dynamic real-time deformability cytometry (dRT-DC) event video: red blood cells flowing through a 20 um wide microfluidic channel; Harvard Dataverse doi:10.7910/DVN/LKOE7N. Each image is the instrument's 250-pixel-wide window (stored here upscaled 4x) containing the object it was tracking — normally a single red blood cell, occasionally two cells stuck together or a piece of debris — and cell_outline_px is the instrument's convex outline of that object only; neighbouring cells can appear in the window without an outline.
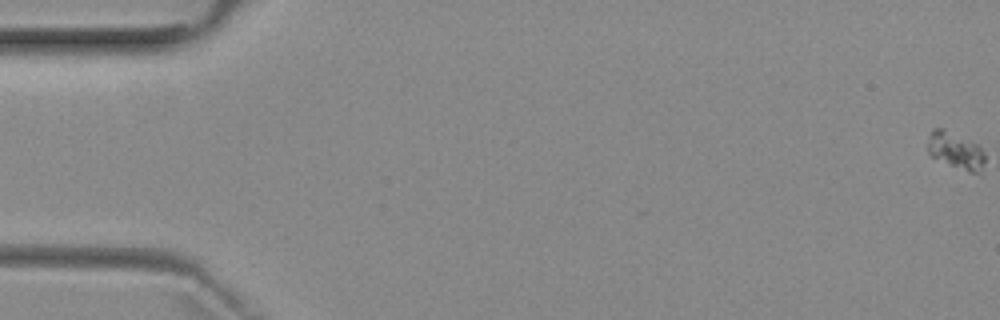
{"species": "common noctule bat (a hibernating species)", "species_latin": "Nyctalus noctula", "temperature_condition": "room temperature", "stored_images_in_passage": 6, "camera_frame_rate_fps": 3000, "um_per_image_px": 0.085, "animal": {"sex": "female", "body_mass_g": 29.2, "forearm_length_mm": 56.3}, "frame": {"image": 1, "passage_image": 1, "time_ms": 0.0, "image_size_px": [1000, 320], "cell_outline_px": [[984, 164], [976, 172], [968, 172], [932, 156], [928, 152], [928, 140], [932, 128], [944, 128], [984, 148]], "centroid_in_image_um": [81.22, 12.76], "position_along_channel_um": 3.8, "area_um2": 11.91}}